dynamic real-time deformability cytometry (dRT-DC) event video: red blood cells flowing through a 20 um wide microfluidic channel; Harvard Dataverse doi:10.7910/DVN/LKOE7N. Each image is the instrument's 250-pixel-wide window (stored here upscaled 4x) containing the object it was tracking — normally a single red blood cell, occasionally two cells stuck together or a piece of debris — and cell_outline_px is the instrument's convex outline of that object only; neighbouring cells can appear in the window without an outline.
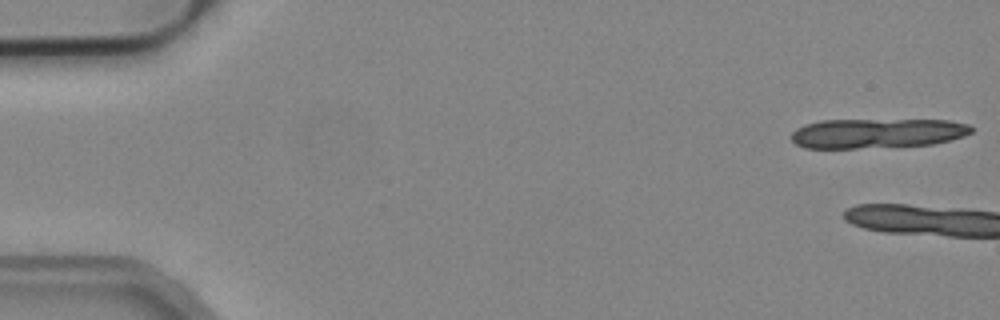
{"species": "common noctule bat (a hibernating species)", "species_latin": "Nyctalus noctula", "temperature_condition": "cold", "stored_images_in_passage": 12, "camera_frame_rate_fps": 3000, "um_per_image_px": 0.085, "animal": {"sex": "male", "body_mass_g": 19.2, "forearm_length_mm": 51.8}, "frame": {"image": 1, "passage_image": 1, "time_ms": 0.0, "image_size_px": [1000, 320], "cell_outline_px": [[972, 132], [964, 136], [932, 144], [856, 148], [804, 148], [796, 144], [792, 140], [792, 132], [796, 128], [804, 124], [820, 120], [948, 120], [968, 124], [972, 128]], "centroid_in_image_um": [74.51, 11.32], "position_along_channel_um": 10.5, "area_um2": 31.04}}